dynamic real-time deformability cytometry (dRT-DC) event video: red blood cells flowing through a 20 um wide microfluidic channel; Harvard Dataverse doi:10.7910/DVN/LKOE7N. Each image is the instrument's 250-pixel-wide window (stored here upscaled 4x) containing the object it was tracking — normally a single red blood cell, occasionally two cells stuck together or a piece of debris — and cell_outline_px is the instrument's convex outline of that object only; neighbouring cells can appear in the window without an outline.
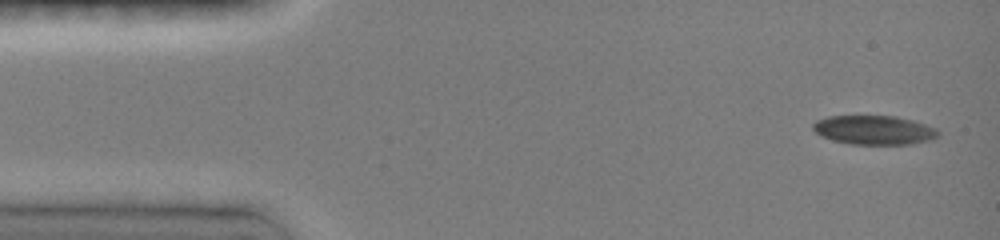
{"species": "common noctule bat (a hibernating species)", "species_latin": "Nyctalus noctula", "temperature_condition": "room temperature", "stored_images_in_passage": 7, "camera_frame_rate_fps": 3000, "um_per_image_px": 0.085, "animal": {"sex": "female", "body_mass_g": 19.0, "forearm_length_mm": 51.5}, "frame": {"image": 1, "passage_image": 1, "time_ms": 0.0, "image_size_px": [1000, 240], "cell_outline_px": [[936, 136], [928, 140], [908, 144], [852, 144], [832, 140], [816, 132], [812, 128], [812, 124], [816, 120], [828, 116], [896, 116], [912, 120], [936, 128]], "centroid_in_image_um": [74.24, 11.04], "position_along_channel_um": 10.8, "area_um2": 20.87}}
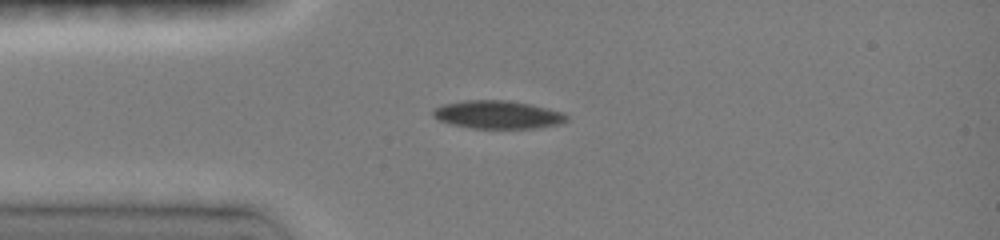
{"frame": {"image": 2, "passage_image": 6, "time_ms": 3.0, "image_size_px": [1000, 240], "cell_outline_px": [[568, 120], [560, 124], [536, 128], [472, 128], [452, 124], [440, 120], [432, 116], [432, 112], [436, 108], [444, 104], [464, 100], [508, 100], [528, 104], [564, 112], [568, 116]], "centroid_in_image_um": [42.33, 9.74], "position_along_channel_um": 42.7, "area_um2": 21.73}}